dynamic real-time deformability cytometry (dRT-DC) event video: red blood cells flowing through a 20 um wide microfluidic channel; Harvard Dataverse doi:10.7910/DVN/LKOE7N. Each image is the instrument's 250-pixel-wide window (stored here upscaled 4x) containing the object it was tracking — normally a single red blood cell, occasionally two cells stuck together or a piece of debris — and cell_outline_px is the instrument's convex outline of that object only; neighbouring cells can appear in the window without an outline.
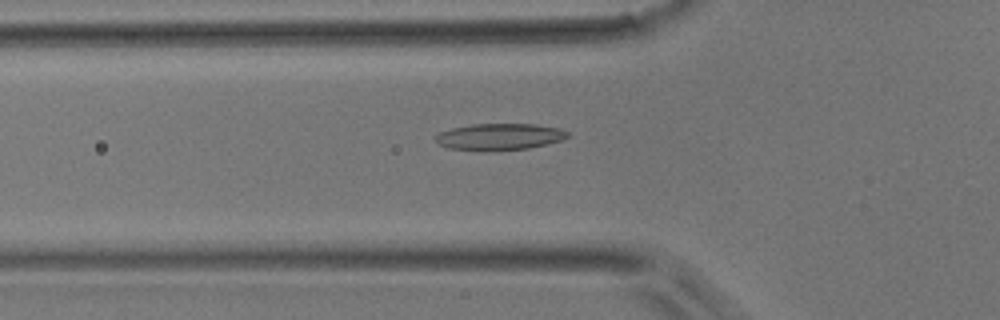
{"species": "common noctule bat (a hibernating species)", "species_latin": "Nyctalus noctula", "temperature_condition": "room temperature", "stored_images_in_passage": 35, "camera_frame_rate_fps": 3000, "um_per_image_px": 0.085, "animal": {"sex": "male", "body_mass_g": 17.9}, "frame": {"image": 1, "passage_image": 2, "time_ms": 0.333, "image_size_px": [1000, 320], "cell_outline_px": [[568, 136], [560, 140], [528, 148], [484, 152], [480, 152], [448, 148], [440, 144], [436, 140], [436, 136], [440, 132], [452, 128], [472, 124], [536, 124], [560, 128], [568, 132]], "centroid_in_image_um": [42.42, 11.63], "position_along_channel_um": 83.4, "area_um2": 20.52}}
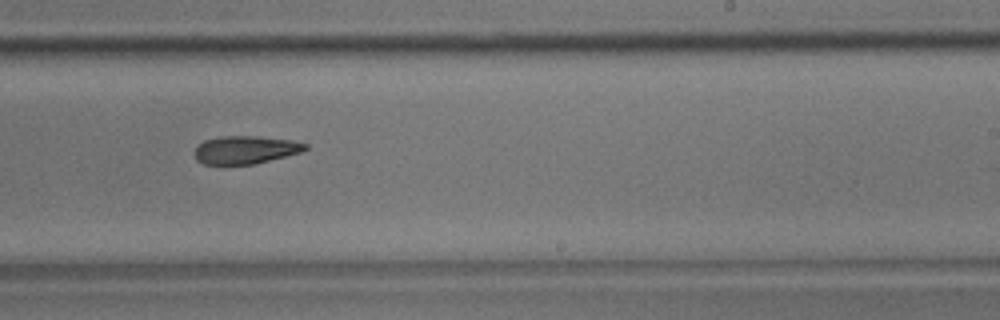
{"frame": {"image": 2, "passage_image": 16, "time_ms": 5.0, "image_size_px": [1000, 320], "cell_outline_px": [[308, 148], [300, 152], [252, 164], [204, 164], [196, 160], [196, 144], [204, 140], [220, 136], [256, 136], [292, 140], [308, 144]], "centroid_in_image_um": [20.83, 12.72], "position_along_channel_um": 268.2, "area_um2": 17.86}}
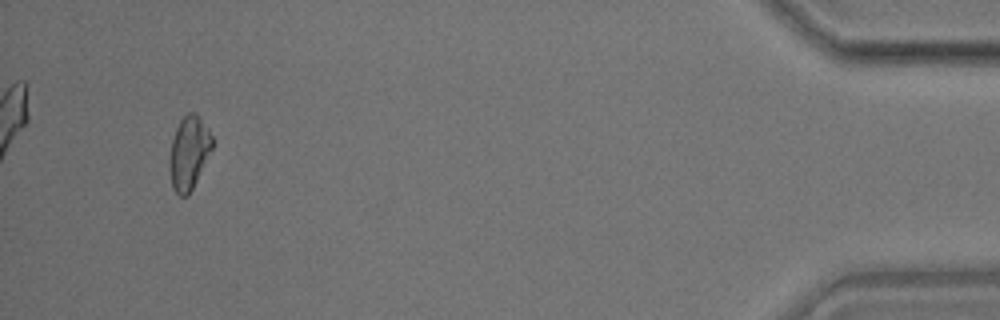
{"frame": {"image": 3, "passage_image": 33, "time_ms": 10.667, "image_size_px": [1000, 320], "cell_outline_px": [[212, 148], [188, 196], [180, 196], [172, 188], [168, 168], [168, 160], [172, 140], [176, 128], [180, 120], [188, 112], [196, 112], [208, 128], [212, 136]], "centroid_in_image_um": [16.02, 12.98], "position_along_channel_um": 419.2, "area_um2": 18.21}}